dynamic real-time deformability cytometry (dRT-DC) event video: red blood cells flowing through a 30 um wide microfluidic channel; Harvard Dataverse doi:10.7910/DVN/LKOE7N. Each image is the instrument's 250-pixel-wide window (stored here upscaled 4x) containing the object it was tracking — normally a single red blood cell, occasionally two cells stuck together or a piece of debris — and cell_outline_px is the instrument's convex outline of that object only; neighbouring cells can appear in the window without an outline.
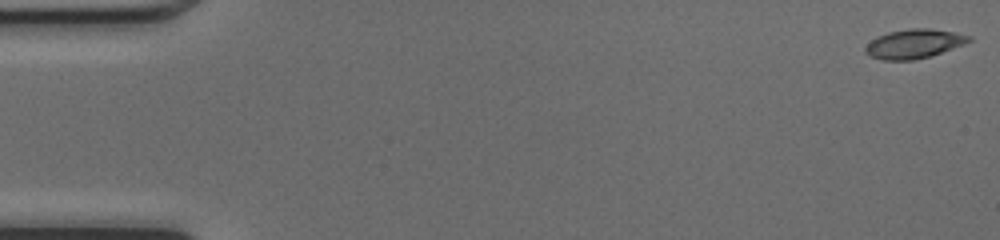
{"species": "common noctule bat (a hibernating species)", "species_latin": "Nyctalus noctula", "temperature_condition": "cold", "stored_images_in_passage": 49, "camera_frame_rate_fps": 3000, "um_per_image_px": 0.085, "animal": {"sex": "female", "body_mass_g": 17.0, "forearm_length_mm": 48.0}, "frame": {"image": 1, "passage_image": 1, "time_ms": 0.0, "image_size_px": [1000, 240], "cell_outline_px": [[972, 40], [964, 44], [928, 56], [912, 60], [884, 60], [872, 56], [864, 52], [864, 48], [876, 36], [888, 32], [912, 28], [928, 28], [952, 32], [972, 36]], "centroid_in_image_um": [77.67, 3.71], "position_along_channel_um": 7.3, "area_um2": 17.28}}
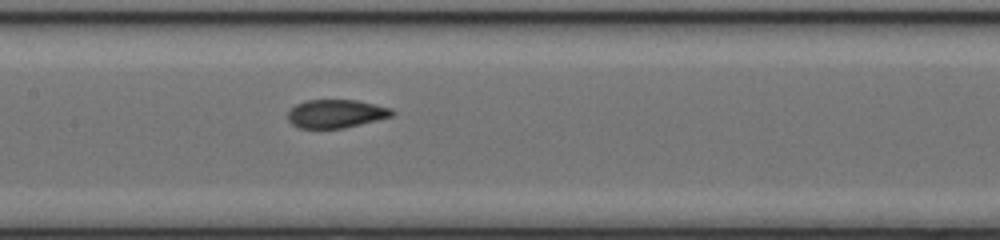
{"frame": {"image": 2, "passage_image": 24, "time_ms": 7.667, "image_size_px": [1000, 240], "cell_outline_px": [[396, 112], [392, 116], [344, 128], [300, 128], [292, 124], [288, 120], [288, 112], [296, 104], [308, 100], [356, 100], [376, 104], [392, 108]], "centroid_in_image_um": [28.58, 9.66], "position_along_channel_um": 178.8, "area_um2": 17.17}}
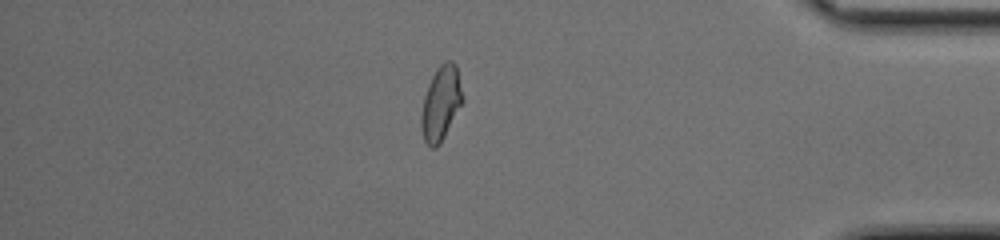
{"frame": {"image": 3, "passage_image": 42, "time_ms": 13.667, "image_size_px": [1000, 240], "cell_outline_px": [[464, 100], [440, 144], [436, 148], [432, 148], [424, 140], [420, 128], [420, 116], [424, 96], [428, 84], [436, 68], [444, 60], [452, 60], [456, 64]], "centroid_in_image_um": [37.47, 8.76], "position_along_channel_um": 397.7, "area_um2": 18.09}, "authors_computed_cell_mechanics": {"area_um2": 17.7446, "velocity_mm_per_s": 4.2505, "shape_relaxation_time_tau1_ms": null, "shape_relaxation_time_tau2_ms": 1.1933, "deformation_change_tau1": null, "deformation_change_tau2": 0.0589}}